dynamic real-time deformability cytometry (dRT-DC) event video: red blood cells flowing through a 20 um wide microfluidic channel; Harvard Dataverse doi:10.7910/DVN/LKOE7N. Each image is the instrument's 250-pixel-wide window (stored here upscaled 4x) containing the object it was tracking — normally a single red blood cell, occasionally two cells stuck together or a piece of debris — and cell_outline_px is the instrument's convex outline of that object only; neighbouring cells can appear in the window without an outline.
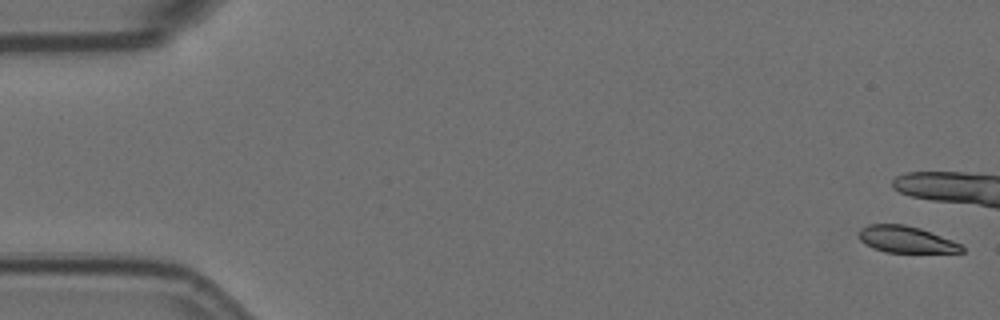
{"species": "Egyptian fruit bat (a non-hibernating species)", "species_latin": "Rousettus aegyptiacus", "temperature_condition": "room temperature", "stored_images_in_passage": 10, "camera_frame_rate_fps": 3000, "um_per_image_px": 0.085, "animal": {"sex": "female"}, "frame": {"image": 1, "passage_image": 1, "time_ms": 0.0, "image_size_px": [1000, 320], "cell_outline_px": [[964, 252], [884, 252], [872, 248], [860, 240], [860, 228], [868, 224], [904, 224], [920, 228], [952, 240], [960, 244], [964, 248]], "centroid_in_image_um": [77.0, 20.35], "position_along_channel_um": 8.0, "area_um2": 15.84}}